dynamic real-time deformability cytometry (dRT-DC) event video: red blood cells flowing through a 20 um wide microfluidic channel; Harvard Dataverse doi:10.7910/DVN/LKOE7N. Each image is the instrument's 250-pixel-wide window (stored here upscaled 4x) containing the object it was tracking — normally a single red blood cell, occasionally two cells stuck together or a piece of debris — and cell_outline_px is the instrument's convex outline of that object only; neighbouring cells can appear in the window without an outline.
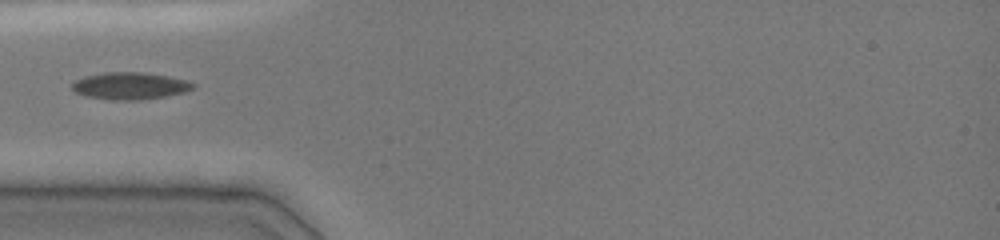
{"species": "common noctule bat (a hibernating species)", "species_latin": "Nyctalus noctula", "temperature_condition": "cold", "stored_images_in_passage": 37, "camera_frame_rate_fps": 3000, "um_per_image_px": 0.085, "animal": {"sex": "female", "body_mass_g": 19.0, "forearm_length_mm": 51.5}, "frame": {"image": 1, "passage_image": 1, "time_ms": 0.0, "image_size_px": [1000, 240], "cell_outline_px": [[196, 84], [192, 88], [184, 92], [164, 96], [140, 100], [112, 100], [88, 96], [76, 92], [72, 88], [72, 84], [76, 80], [84, 76], [104, 72], [140, 72], [168, 76], [184, 80]], "centroid_in_image_um": [11.03, 7.29], "position_along_channel_um": 74.0, "area_um2": 18.84}}
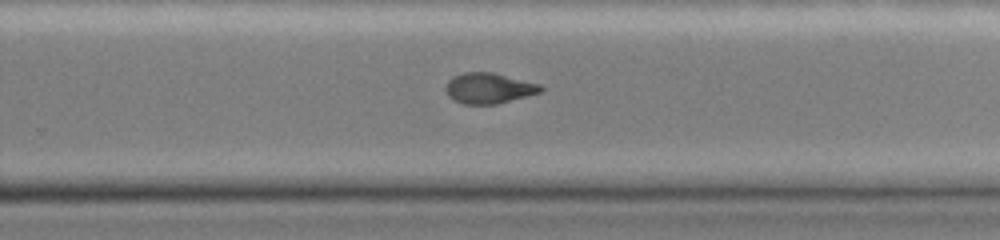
{"frame": {"image": 2, "passage_image": 19, "time_ms": 5.333, "image_size_px": [1000, 240], "cell_outline_px": [[544, 88], [540, 92], [496, 104], [464, 104], [452, 100], [448, 96], [444, 88], [448, 80], [452, 76], [464, 72], [492, 72], [540, 84]], "centroid_in_image_um": [41.49, 7.49], "position_along_channel_um": 288.3, "area_um2": 16.94}}
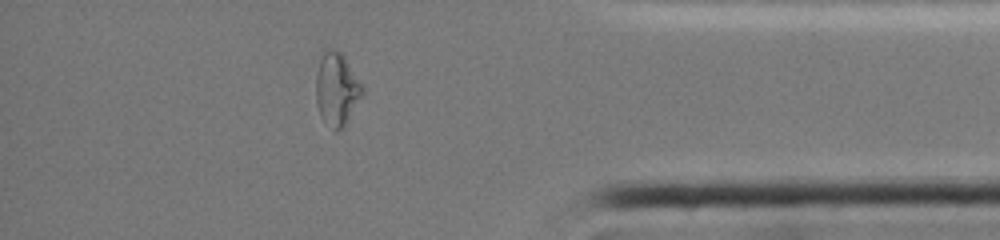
{"frame": {"image": 3, "passage_image": 30, "time_ms": 8.667, "image_size_px": [1000, 240], "cell_outline_px": [[364, 92], [344, 124], [336, 132], [320, 116], [316, 104], [316, 76], [320, 60], [324, 48], [332, 48], [340, 52], [344, 56], [364, 88]], "centroid_in_image_um": [28.6, 7.53], "position_along_channel_um": 406.6, "area_um2": 19.36}}